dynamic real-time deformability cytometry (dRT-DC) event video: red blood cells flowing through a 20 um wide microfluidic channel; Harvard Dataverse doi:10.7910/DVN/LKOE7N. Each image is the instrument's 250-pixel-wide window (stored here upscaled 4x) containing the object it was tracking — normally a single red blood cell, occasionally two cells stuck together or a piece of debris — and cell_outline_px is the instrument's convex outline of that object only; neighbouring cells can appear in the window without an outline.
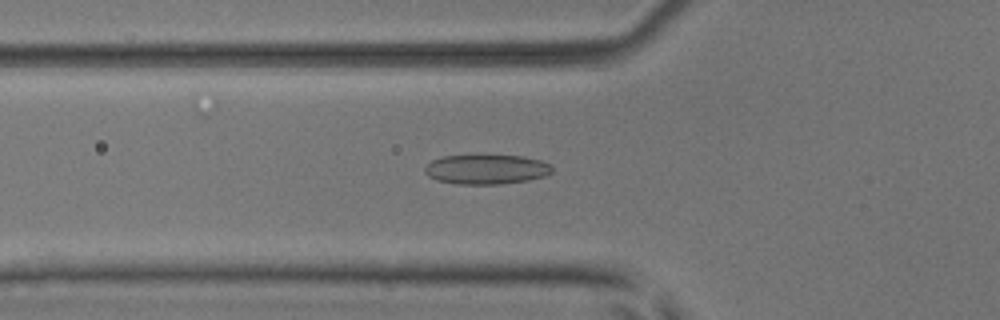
{"species": "common noctule bat (a hibernating species)", "species_latin": "Nyctalus noctula", "temperature_condition": "room temperature", "stored_images_in_passage": 51, "camera_frame_rate_fps": 3000, "um_per_image_px": 0.085, "animal": {"sex": "male", "body_mass_g": 17.9, "forearm_length_mm": 54.2}, "frame": {"image": 1, "passage_image": 17, "time_ms": 5.333, "image_size_px": [1000, 320], "cell_outline_px": [[552, 172], [544, 176], [528, 180], [500, 184], [456, 184], [436, 180], [428, 176], [424, 172], [424, 168], [432, 160], [444, 156], [524, 156], [540, 160], [552, 164]], "centroid_in_image_um": [41.35, 14.4], "position_along_channel_um": 84.5, "area_um2": 21.91}}
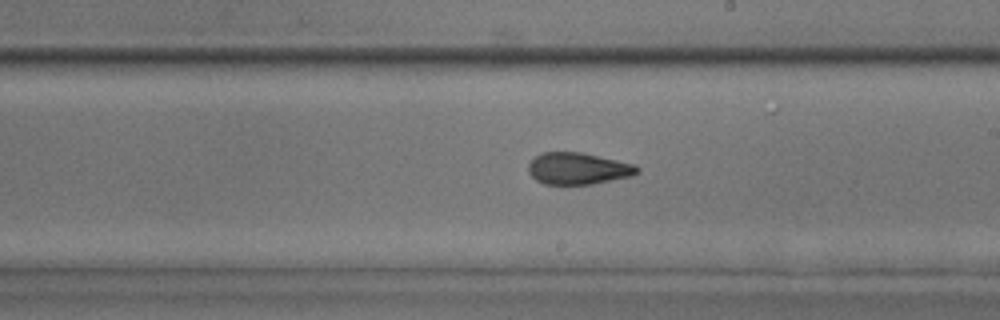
{"frame": {"image": 2, "passage_image": 29, "time_ms": 9.333, "image_size_px": [1000, 320], "cell_outline_px": [[640, 168], [632, 176], [592, 184], [544, 184], [536, 180], [528, 172], [528, 164], [536, 156], [544, 152], [580, 152], [636, 164]], "centroid_in_image_um": [49.13, 14.32], "position_along_channel_um": 239.9, "area_um2": 20.06}}
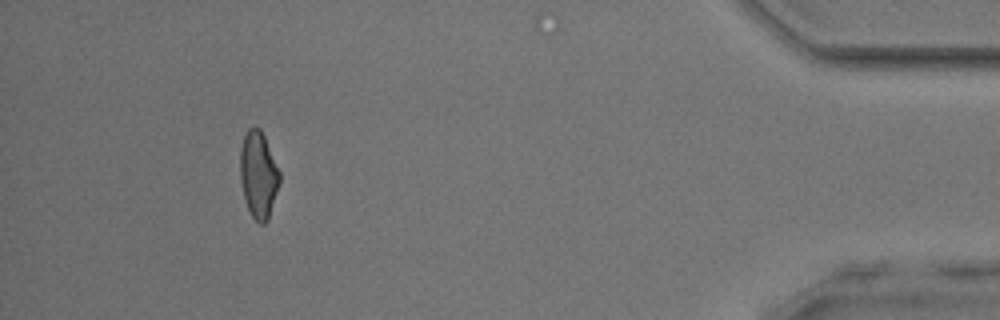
{"frame": {"image": 3, "passage_image": 47, "time_ms": 15.333, "image_size_px": [1000, 320], "cell_outline_px": [[280, 184], [268, 220], [264, 224], [260, 224], [252, 216], [244, 200], [240, 180], [240, 148], [244, 136], [248, 128], [252, 124], [256, 124], [260, 128], [264, 136], [280, 172]], "centroid_in_image_um": [21.96, 14.83], "position_along_channel_um": 413.2, "area_um2": 20.23}, "authors_computed_cell_mechanics": {"area_um2": 20.4612, "velocity_mm_per_s": 3.8935, "shape_relaxation_time_tau1_ms": 8.4256, "shape_relaxation_time_tau2_ms": 1.7551, "deformation_change_tau1": 0.1853, "deformation_change_tau2": 0.0763}}